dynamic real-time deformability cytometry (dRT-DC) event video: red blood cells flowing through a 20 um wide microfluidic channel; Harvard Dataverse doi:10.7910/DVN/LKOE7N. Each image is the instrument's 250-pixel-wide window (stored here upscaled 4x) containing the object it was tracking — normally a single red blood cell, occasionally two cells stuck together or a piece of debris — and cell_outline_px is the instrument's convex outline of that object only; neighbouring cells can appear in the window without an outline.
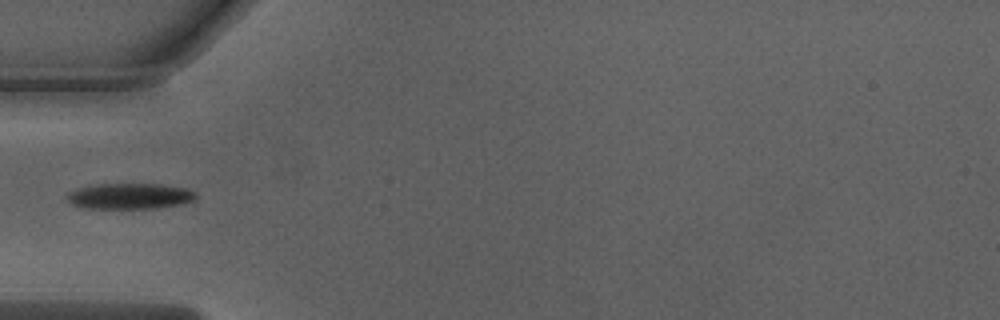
{"species": "Egyptian fruit bat (a non-hibernating species)", "species_latin": "Rousettus aegyptiacus", "temperature_condition": "warm", "stored_images_in_passage": 35, "camera_frame_rate_fps": 3000, "um_per_image_px": 0.085, "animal": {"sex": "male"}, "frame": {"image": 1, "passage_image": 1, "time_ms": 0.0, "image_size_px": [1000, 320], "cell_outline_px": [[196, 196], [192, 200], [184, 204], [156, 208], [80, 208], [72, 204], [68, 200], [68, 192], [76, 188], [96, 184], [160, 184], [188, 188], [196, 192]], "centroid_in_image_um": [11.04, 16.67], "position_along_channel_um": 74.0, "area_um2": 19.48}}
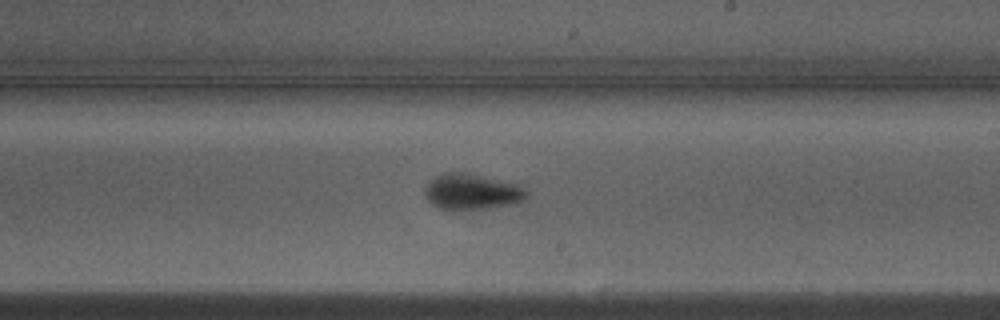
{"frame": {"image": 2, "passage_image": 14, "time_ms": 4.333, "image_size_px": [1000, 320], "cell_outline_px": [[528, 196], [524, 200], [516, 204], [488, 208], [452, 212], [440, 208], [432, 204], [428, 200], [424, 192], [424, 188], [428, 180], [444, 172], [464, 172], [516, 184], [524, 188], [528, 192]], "centroid_in_image_um": [40.07, 16.33], "position_along_channel_um": 248.9, "area_um2": 21.68}}
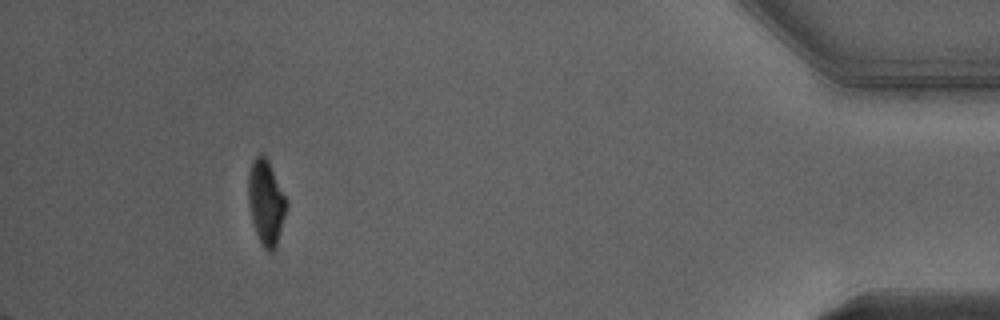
{"frame": {"image": 3, "passage_image": 31, "time_ms": 10.0, "image_size_px": [1000, 320], "cell_outline_px": [[288, 204], [276, 248], [272, 252], [268, 252], [260, 244], [252, 220], [248, 204], [248, 172], [252, 160], [260, 152], [268, 160], [288, 200]], "centroid_in_image_um": [22.61, 17.2], "position_along_channel_um": 412.6, "area_um2": 19.13}}